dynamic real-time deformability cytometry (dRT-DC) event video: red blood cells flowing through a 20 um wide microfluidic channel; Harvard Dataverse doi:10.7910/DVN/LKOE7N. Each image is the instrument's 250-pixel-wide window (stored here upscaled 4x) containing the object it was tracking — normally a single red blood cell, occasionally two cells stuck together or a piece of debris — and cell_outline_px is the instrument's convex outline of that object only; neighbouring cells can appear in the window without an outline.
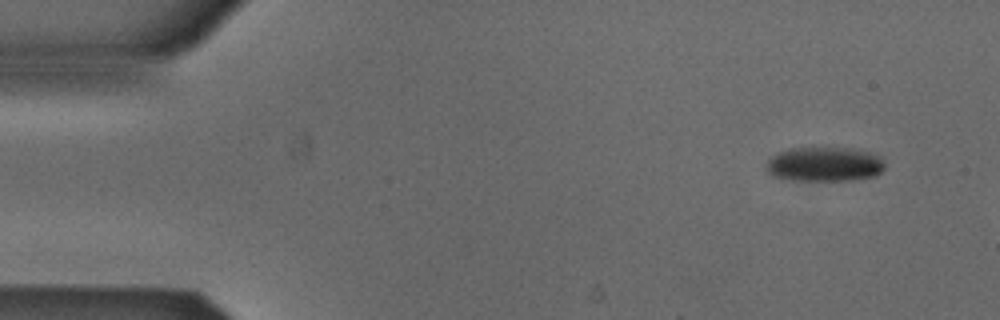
{"species": "Egyptian fruit bat (a non-hibernating species)", "species_latin": "Rousettus aegyptiacus", "temperature_condition": "cold", "stored_images_in_passage": 4, "camera_frame_rate_fps": 3000, "um_per_image_px": 0.085, "animal": {"sex": "male"}, "frame": {"image": 1, "passage_image": 1, "time_ms": 0.0, "image_size_px": [1000, 320], "cell_outline_px": [[884, 168], [876, 176], [848, 180], [792, 180], [772, 176], [764, 168], [768, 160], [772, 156], [780, 152], [792, 148], [848, 148], [868, 152], [880, 156], [884, 164]], "centroid_in_image_um": [70.06, 13.97], "position_along_channel_um": 14.9, "area_um2": 23.7}}